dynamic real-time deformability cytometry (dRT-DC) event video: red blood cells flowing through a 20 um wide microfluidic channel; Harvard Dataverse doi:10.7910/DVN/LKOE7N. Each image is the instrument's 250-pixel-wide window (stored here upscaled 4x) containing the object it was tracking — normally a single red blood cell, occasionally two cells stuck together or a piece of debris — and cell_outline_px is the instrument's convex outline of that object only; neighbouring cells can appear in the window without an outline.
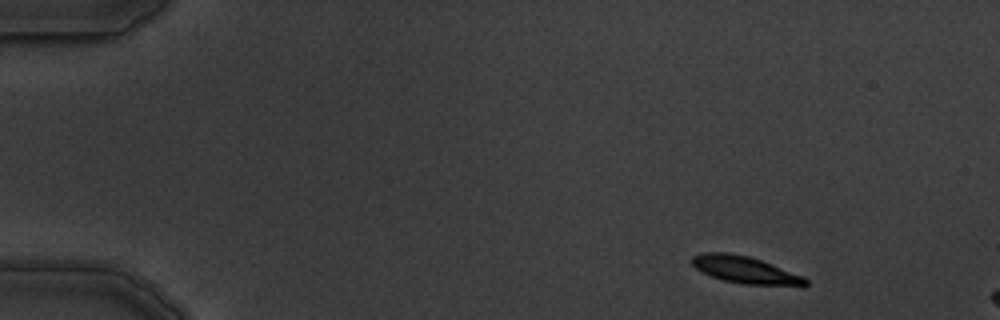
{"species": "common noctule bat (a hibernating species)", "species_latin": "Nyctalus noctula", "temperature_condition": "warm", "stored_images_in_passage": 3, "camera_frame_rate_fps": 3000, "um_per_image_px": 0.085, "animal": {"sex": "male", "body_mass_g": 19.5, "forearm_length_mm": 54.6}, "frame": {"image": 1, "passage_image": 1, "time_ms": 0.0, "image_size_px": [1000, 320], "cell_outline_px": [[808, 284], [804, 288], [740, 284], [724, 280], [712, 276], [696, 268], [688, 260], [692, 256], [704, 252], [728, 252], [748, 256], [760, 260], [804, 276], [808, 280]], "centroid_in_image_um": [63.42, 22.97], "position_along_channel_um": 21.6, "area_um2": 18.44}}